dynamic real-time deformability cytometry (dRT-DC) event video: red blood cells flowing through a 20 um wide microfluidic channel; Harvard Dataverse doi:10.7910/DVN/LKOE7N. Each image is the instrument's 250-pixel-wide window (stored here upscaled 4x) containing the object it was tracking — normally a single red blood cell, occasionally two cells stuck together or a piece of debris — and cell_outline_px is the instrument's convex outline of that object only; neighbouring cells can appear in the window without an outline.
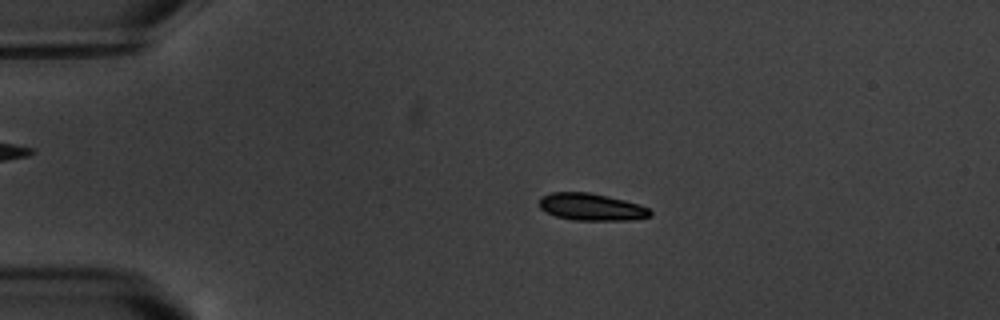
{"species": "common noctule bat (a hibernating species)", "species_latin": "Nyctalus noctula", "temperature_condition": "warm", "stored_images_in_passage": 6, "camera_frame_rate_fps": 3000, "um_per_image_px": 0.085, "animal": {"sex": "male", "body_mass_g": 20.1, "forearm_length_mm": 53.5}, "frame": {"image": 1, "passage_image": 3, "time_ms": 2.333, "image_size_px": [1000, 320], "cell_outline_px": [[652, 216], [632, 220], [572, 220], [556, 216], [540, 208], [540, 196], [552, 192], [588, 192], [608, 196], [624, 200], [648, 208], [652, 212]], "centroid_in_image_um": [50.26, 17.59], "position_along_channel_um": 34.7, "area_um2": 17.46}}